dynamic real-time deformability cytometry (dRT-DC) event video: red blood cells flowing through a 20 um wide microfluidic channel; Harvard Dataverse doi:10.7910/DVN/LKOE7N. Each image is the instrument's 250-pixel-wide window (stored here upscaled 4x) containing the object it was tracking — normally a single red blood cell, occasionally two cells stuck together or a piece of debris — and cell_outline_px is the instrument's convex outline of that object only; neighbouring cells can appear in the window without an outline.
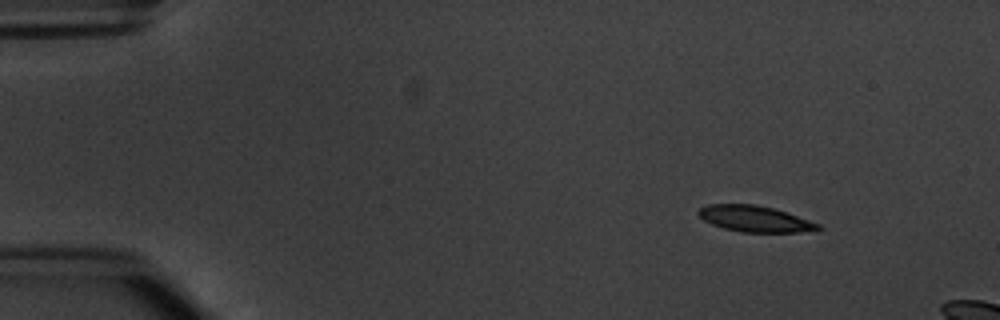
{"species": "common noctule bat (a hibernating species)", "species_latin": "Nyctalus noctula", "temperature_condition": "warm", "stored_images_in_passage": 3, "camera_frame_rate_fps": 3000, "um_per_image_px": 0.085, "animal": {"sex": "male", "body_mass_g": 20.1, "forearm_length_mm": 53.5}, "frame": {"image": 1, "passage_image": 1, "time_ms": 0.0, "image_size_px": [1000, 320], "cell_outline_px": [[824, 228], [796, 232], [740, 232], [724, 228], [712, 224], [704, 220], [696, 212], [700, 208], [708, 204], [756, 204], [772, 208], [820, 224]], "centroid_in_image_um": [64.11, 18.59], "position_along_channel_um": 20.9, "area_um2": 17.92}}